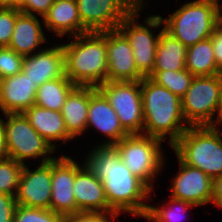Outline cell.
<instances>
[{
	"label": "cell",
	"mask_w": 222,
	"mask_h": 222,
	"mask_svg": "<svg viewBox=\"0 0 222 222\" xmlns=\"http://www.w3.org/2000/svg\"><path fill=\"white\" fill-rule=\"evenodd\" d=\"M89 155V156H88ZM85 164L102 181L107 203L116 213L144 217L151 189L121 161L114 145H97L88 153Z\"/></svg>",
	"instance_id": "cell-1"
},
{
	"label": "cell",
	"mask_w": 222,
	"mask_h": 222,
	"mask_svg": "<svg viewBox=\"0 0 222 222\" xmlns=\"http://www.w3.org/2000/svg\"><path fill=\"white\" fill-rule=\"evenodd\" d=\"M144 135L164 140L169 135L173 145L190 127L185 121L181 98L149 77L141 81ZM182 123V124H180Z\"/></svg>",
	"instance_id": "cell-2"
},
{
	"label": "cell",
	"mask_w": 222,
	"mask_h": 222,
	"mask_svg": "<svg viewBox=\"0 0 222 222\" xmlns=\"http://www.w3.org/2000/svg\"><path fill=\"white\" fill-rule=\"evenodd\" d=\"M62 44L65 75L76 86L98 87L107 81L106 31L88 32Z\"/></svg>",
	"instance_id": "cell-3"
},
{
	"label": "cell",
	"mask_w": 222,
	"mask_h": 222,
	"mask_svg": "<svg viewBox=\"0 0 222 222\" xmlns=\"http://www.w3.org/2000/svg\"><path fill=\"white\" fill-rule=\"evenodd\" d=\"M171 147L184 164L212 179L222 176V135L217 126H190Z\"/></svg>",
	"instance_id": "cell-4"
},
{
	"label": "cell",
	"mask_w": 222,
	"mask_h": 222,
	"mask_svg": "<svg viewBox=\"0 0 222 222\" xmlns=\"http://www.w3.org/2000/svg\"><path fill=\"white\" fill-rule=\"evenodd\" d=\"M162 20L164 29L188 48L217 28V0L189 1Z\"/></svg>",
	"instance_id": "cell-5"
},
{
	"label": "cell",
	"mask_w": 222,
	"mask_h": 222,
	"mask_svg": "<svg viewBox=\"0 0 222 222\" xmlns=\"http://www.w3.org/2000/svg\"><path fill=\"white\" fill-rule=\"evenodd\" d=\"M162 140L144 134H128L114 144L126 167L151 190L155 177L163 167ZM151 184V185H150Z\"/></svg>",
	"instance_id": "cell-6"
},
{
	"label": "cell",
	"mask_w": 222,
	"mask_h": 222,
	"mask_svg": "<svg viewBox=\"0 0 222 222\" xmlns=\"http://www.w3.org/2000/svg\"><path fill=\"white\" fill-rule=\"evenodd\" d=\"M5 144L8 158L24 165V161L30 158H42L41 163L50 162L55 157L48 154L55 152L51 146L30 124L23 113L4 114Z\"/></svg>",
	"instance_id": "cell-7"
},
{
	"label": "cell",
	"mask_w": 222,
	"mask_h": 222,
	"mask_svg": "<svg viewBox=\"0 0 222 222\" xmlns=\"http://www.w3.org/2000/svg\"><path fill=\"white\" fill-rule=\"evenodd\" d=\"M220 90L221 74L194 76L181 98L183 115L189 126L215 125Z\"/></svg>",
	"instance_id": "cell-8"
},
{
	"label": "cell",
	"mask_w": 222,
	"mask_h": 222,
	"mask_svg": "<svg viewBox=\"0 0 222 222\" xmlns=\"http://www.w3.org/2000/svg\"><path fill=\"white\" fill-rule=\"evenodd\" d=\"M97 89L116 111L122 127L129 134H142L144 126L141 82L106 81Z\"/></svg>",
	"instance_id": "cell-9"
},
{
	"label": "cell",
	"mask_w": 222,
	"mask_h": 222,
	"mask_svg": "<svg viewBox=\"0 0 222 222\" xmlns=\"http://www.w3.org/2000/svg\"><path fill=\"white\" fill-rule=\"evenodd\" d=\"M138 16L140 15L129 14L119 24L118 29L130 42L138 70L147 77L154 68L156 48L159 40V33L153 36L152 29L164 26V24L162 17L159 15L147 17L145 20L146 25L138 24Z\"/></svg>",
	"instance_id": "cell-10"
},
{
	"label": "cell",
	"mask_w": 222,
	"mask_h": 222,
	"mask_svg": "<svg viewBox=\"0 0 222 222\" xmlns=\"http://www.w3.org/2000/svg\"><path fill=\"white\" fill-rule=\"evenodd\" d=\"M107 81H138L145 77L137 68L129 40L119 30L106 31Z\"/></svg>",
	"instance_id": "cell-11"
},
{
	"label": "cell",
	"mask_w": 222,
	"mask_h": 222,
	"mask_svg": "<svg viewBox=\"0 0 222 222\" xmlns=\"http://www.w3.org/2000/svg\"><path fill=\"white\" fill-rule=\"evenodd\" d=\"M51 181L52 161L40 163L33 171L24 164L15 196L16 202L24 207L50 209Z\"/></svg>",
	"instance_id": "cell-12"
},
{
	"label": "cell",
	"mask_w": 222,
	"mask_h": 222,
	"mask_svg": "<svg viewBox=\"0 0 222 222\" xmlns=\"http://www.w3.org/2000/svg\"><path fill=\"white\" fill-rule=\"evenodd\" d=\"M76 162L68 156L52 160V181L50 209L64 218L76 215V200L73 184Z\"/></svg>",
	"instance_id": "cell-13"
},
{
	"label": "cell",
	"mask_w": 222,
	"mask_h": 222,
	"mask_svg": "<svg viewBox=\"0 0 222 222\" xmlns=\"http://www.w3.org/2000/svg\"><path fill=\"white\" fill-rule=\"evenodd\" d=\"M180 170L172 179L171 197L197 206L212 203L213 179L200 169L184 164L177 157Z\"/></svg>",
	"instance_id": "cell-14"
},
{
	"label": "cell",
	"mask_w": 222,
	"mask_h": 222,
	"mask_svg": "<svg viewBox=\"0 0 222 222\" xmlns=\"http://www.w3.org/2000/svg\"><path fill=\"white\" fill-rule=\"evenodd\" d=\"M78 214H108L114 212L107 203L102 181L84 163L81 167L76 163V175L73 184Z\"/></svg>",
	"instance_id": "cell-15"
},
{
	"label": "cell",
	"mask_w": 222,
	"mask_h": 222,
	"mask_svg": "<svg viewBox=\"0 0 222 222\" xmlns=\"http://www.w3.org/2000/svg\"><path fill=\"white\" fill-rule=\"evenodd\" d=\"M82 25L89 32L118 29L130 13L120 0H76Z\"/></svg>",
	"instance_id": "cell-16"
},
{
	"label": "cell",
	"mask_w": 222,
	"mask_h": 222,
	"mask_svg": "<svg viewBox=\"0 0 222 222\" xmlns=\"http://www.w3.org/2000/svg\"><path fill=\"white\" fill-rule=\"evenodd\" d=\"M96 128L106 138L100 145H114L129 133L122 127L116 111L109 104L105 96L97 89L90 86V99L87 118V129Z\"/></svg>",
	"instance_id": "cell-17"
},
{
	"label": "cell",
	"mask_w": 222,
	"mask_h": 222,
	"mask_svg": "<svg viewBox=\"0 0 222 222\" xmlns=\"http://www.w3.org/2000/svg\"><path fill=\"white\" fill-rule=\"evenodd\" d=\"M22 72L34 84L42 85L65 75V56L63 46L57 45L25 56Z\"/></svg>",
	"instance_id": "cell-18"
},
{
	"label": "cell",
	"mask_w": 222,
	"mask_h": 222,
	"mask_svg": "<svg viewBox=\"0 0 222 222\" xmlns=\"http://www.w3.org/2000/svg\"><path fill=\"white\" fill-rule=\"evenodd\" d=\"M38 89L23 72L1 79L0 110L3 114L23 113L35 104Z\"/></svg>",
	"instance_id": "cell-19"
},
{
	"label": "cell",
	"mask_w": 222,
	"mask_h": 222,
	"mask_svg": "<svg viewBox=\"0 0 222 222\" xmlns=\"http://www.w3.org/2000/svg\"><path fill=\"white\" fill-rule=\"evenodd\" d=\"M42 21L49 31H54L59 37L68 33L74 37L89 32L82 25L76 0H54Z\"/></svg>",
	"instance_id": "cell-20"
},
{
	"label": "cell",
	"mask_w": 222,
	"mask_h": 222,
	"mask_svg": "<svg viewBox=\"0 0 222 222\" xmlns=\"http://www.w3.org/2000/svg\"><path fill=\"white\" fill-rule=\"evenodd\" d=\"M31 126L48 142L57 148L54 141L65 143L73 138L68 134L61 111L45 109L38 105H32L23 112ZM53 141V143H52Z\"/></svg>",
	"instance_id": "cell-21"
},
{
	"label": "cell",
	"mask_w": 222,
	"mask_h": 222,
	"mask_svg": "<svg viewBox=\"0 0 222 222\" xmlns=\"http://www.w3.org/2000/svg\"><path fill=\"white\" fill-rule=\"evenodd\" d=\"M37 15L20 12L15 21L11 41L8 45L12 50L22 56H30L36 48L47 42Z\"/></svg>",
	"instance_id": "cell-22"
},
{
	"label": "cell",
	"mask_w": 222,
	"mask_h": 222,
	"mask_svg": "<svg viewBox=\"0 0 222 222\" xmlns=\"http://www.w3.org/2000/svg\"><path fill=\"white\" fill-rule=\"evenodd\" d=\"M89 99L90 86H76L62 106L61 114L67 132L73 139L87 130Z\"/></svg>",
	"instance_id": "cell-23"
},
{
	"label": "cell",
	"mask_w": 222,
	"mask_h": 222,
	"mask_svg": "<svg viewBox=\"0 0 222 222\" xmlns=\"http://www.w3.org/2000/svg\"><path fill=\"white\" fill-rule=\"evenodd\" d=\"M187 47L164 27L159 31L153 71H178L185 68Z\"/></svg>",
	"instance_id": "cell-24"
},
{
	"label": "cell",
	"mask_w": 222,
	"mask_h": 222,
	"mask_svg": "<svg viewBox=\"0 0 222 222\" xmlns=\"http://www.w3.org/2000/svg\"><path fill=\"white\" fill-rule=\"evenodd\" d=\"M185 68L194 76L222 74L217 68L210 38L187 48Z\"/></svg>",
	"instance_id": "cell-25"
},
{
	"label": "cell",
	"mask_w": 222,
	"mask_h": 222,
	"mask_svg": "<svg viewBox=\"0 0 222 222\" xmlns=\"http://www.w3.org/2000/svg\"><path fill=\"white\" fill-rule=\"evenodd\" d=\"M76 87L67 77L48 81L36 91L35 105L45 109L61 111L67 96Z\"/></svg>",
	"instance_id": "cell-26"
},
{
	"label": "cell",
	"mask_w": 222,
	"mask_h": 222,
	"mask_svg": "<svg viewBox=\"0 0 222 222\" xmlns=\"http://www.w3.org/2000/svg\"><path fill=\"white\" fill-rule=\"evenodd\" d=\"M147 77L158 85L167 88L179 98H182L188 91L194 79V75L187 69L178 71H152Z\"/></svg>",
	"instance_id": "cell-27"
},
{
	"label": "cell",
	"mask_w": 222,
	"mask_h": 222,
	"mask_svg": "<svg viewBox=\"0 0 222 222\" xmlns=\"http://www.w3.org/2000/svg\"><path fill=\"white\" fill-rule=\"evenodd\" d=\"M169 204H164L161 207H154L149 205L144 218L151 222H180L185 218L184 214L191 207L192 203L182 201L170 197Z\"/></svg>",
	"instance_id": "cell-28"
},
{
	"label": "cell",
	"mask_w": 222,
	"mask_h": 222,
	"mask_svg": "<svg viewBox=\"0 0 222 222\" xmlns=\"http://www.w3.org/2000/svg\"><path fill=\"white\" fill-rule=\"evenodd\" d=\"M23 167L8 157L0 160V194L16 196Z\"/></svg>",
	"instance_id": "cell-29"
},
{
	"label": "cell",
	"mask_w": 222,
	"mask_h": 222,
	"mask_svg": "<svg viewBox=\"0 0 222 222\" xmlns=\"http://www.w3.org/2000/svg\"><path fill=\"white\" fill-rule=\"evenodd\" d=\"M65 218L51 209L17 205L13 222H64Z\"/></svg>",
	"instance_id": "cell-30"
},
{
	"label": "cell",
	"mask_w": 222,
	"mask_h": 222,
	"mask_svg": "<svg viewBox=\"0 0 222 222\" xmlns=\"http://www.w3.org/2000/svg\"><path fill=\"white\" fill-rule=\"evenodd\" d=\"M24 56L8 46L0 47V78H6L22 72Z\"/></svg>",
	"instance_id": "cell-31"
},
{
	"label": "cell",
	"mask_w": 222,
	"mask_h": 222,
	"mask_svg": "<svg viewBox=\"0 0 222 222\" xmlns=\"http://www.w3.org/2000/svg\"><path fill=\"white\" fill-rule=\"evenodd\" d=\"M20 12L17 7H0V47L9 45Z\"/></svg>",
	"instance_id": "cell-32"
},
{
	"label": "cell",
	"mask_w": 222,
	"mask_h": 222,
	"mask_svg": "<svg viewBox=\"0 0 222 222\" xmlns=\"http://www.w3.org/2000/svg\"><path fill=\"white\" fill-rule=\"evenodd\" d=\"M53 3L54 0H23L17 8L22 13L34 16L38 14L43 18Z\"/></svg>",
	"instance_id": "cell-33"
},
{
	"label": "cell",
	"mask_w": 222,
	"mask_h": 222,
	"mask_svg": "<svg viewBox=\"0 0 222 222\" xmlns=\"http://www.w3.org/2000/svg\"><path fill=\"white\" fill-rule=\"evenodd\" d=\"M17 205L15 196L0 194V222H13Z\"/></svg>",
	"instance_id": "cell-34"
},
{
	"label": "cell",
	"mask_w": 222,
	"mask_h": 222,
	"mask_svg": "<svg viewBox=\"0 0 222 222\" xmlns=\"http://www.w3.org/2000/svg\"><path fill=\"white\" fill-rule=\"evenodd\" d=\"M118 215L119 213H116V212L108 213V215L107 214H93V213L78 214V215L66 217L64 222H112V220H115V218L118 217Z\"/></svg>",
	"instance_id": "cell-35"
},
{
	"label": "cell",
	"mask_w": 222,
	"mask_h": 222,
	"mask_svg": "<svg viewBox=\"0 0 222 222\" xmlns=\"http://www.w3.org/2000/svg\"><path fill=\"white\" fill-rule=\"evenodd\" d=\"M212 42L214 59L217 68L222 73V31L217 27L209 37Z\"/></svg>",
	"instance_id": "cell-36"
},
{
	"label": "cell",
	"mask_w": 222,
	"mask_h": 222,
	"mask_svg": "<svg viewBox=\"0 0 222 222\" xmlns=\"http://www.w3.org/2000/svg\"><path fill=\"white\" fill-rule=\"evenodd\" d=\"M212 203L222 208V176L213 179Z\"/></svg>",
	"instance_id": "cell-37"
},
{
	"label": "cell",
	"mask_w": 222,
	"mask_h": 222,
	"mask_svg": "<svg viewBox=\"0 0 222 222\" xmlns=\"http://www.w3.org/2000/svg\"><path fill=\"white\" fill-rule=\"evenodd\" d=\"M120 2L130 14H140L143 6L147 5L143 0H120Z\"/></svg>",
	"instance_id": "cell-38"
},
{
	"label": "cell",
	"mask_w": 222,
	"mask_h": 222,
	"mask_svg": "<svg viewBox=\"0 0 222 222\" xmlns=\"http://www.w3.org/2000/svg\"><path fill=\"white\" fill-rule=\"evenodd\" d=\"M6 144H5V131L4 121L0 118V160L7 158Z\"/></svg>",
	"instance_id": "cell-39"
},
{
	"label": "cell",
	"mask_w": 222,
	"mask_h": 222,
	"mask_svg": "<svg viewBox=\"0 0 222 222\" xmlns=\"http://www.w3.org/2000/svg\"><path fill=\"white\" fill-rule=\"evenodd\" d=\"M217 113L216 115L217 116V119H216V123H215V126L218 124V123H221L222 122V74H221V90H220V99H219V103H218V107H217Z\"/></svg>",
	"instance_id": "cell-40"
},
{
	"label": "cell",
	"mask_w": 222,
	"mask_h": 222,
	"mask_svg": "<svg viewBox=\"0 0 222 222\" xmlns=\"http://www.w3.org/2000/svg\"><path fill=\"white\" fill-rule=\"evenodd\" d=\"M219 3L217 0V27L222 31V6Z\"/></svg>",
	"instance_id": "cell-41"
},
{
	"label": "cell",
	"mask_w": 222,
	"mask_h": 222,
	"mask_svg": "<svg viewBox=\"0 0 222 222\" xmlns=\"http://www.w3.org/2000/svg\"><path fill=\"white\" fill-rule=\"evenodd\" d=\"M0 7H11V0H0Z\"/></svg>",
	"instance_id": "cell-42"
},
{
	"label": "cell",
	"mask_w": 222,
	"mask_h": 222,
	"mask_svg": "<svg viewBox=\"0 0 222 222\" xmlns=\"http://www.w3.org/2000/svg\"><path fill=\"white\" fill-rule=\"evenodd\" d=\"M23 0H11V7H17Z\"/></svg>",
	"instance_id": "cell-43"
},
{
	"label": "cell",
	"mask_w": 222,
	"mask_h": 222,
	"mask_svg": "<svg viewBox=\"0 0 222 222\" xmlns=\"http://www.w3.org/2000/svg\"><path fill=\"white\" fill-rule=\"evenodd\" d=\"M222 124V122L221 123H218L217 125H221ZM219 130H220V133H221V135H222V131H221V129L220 128H218Z\"/></svg>",
	"instance_id": "cell-44"
}]
</instances>
